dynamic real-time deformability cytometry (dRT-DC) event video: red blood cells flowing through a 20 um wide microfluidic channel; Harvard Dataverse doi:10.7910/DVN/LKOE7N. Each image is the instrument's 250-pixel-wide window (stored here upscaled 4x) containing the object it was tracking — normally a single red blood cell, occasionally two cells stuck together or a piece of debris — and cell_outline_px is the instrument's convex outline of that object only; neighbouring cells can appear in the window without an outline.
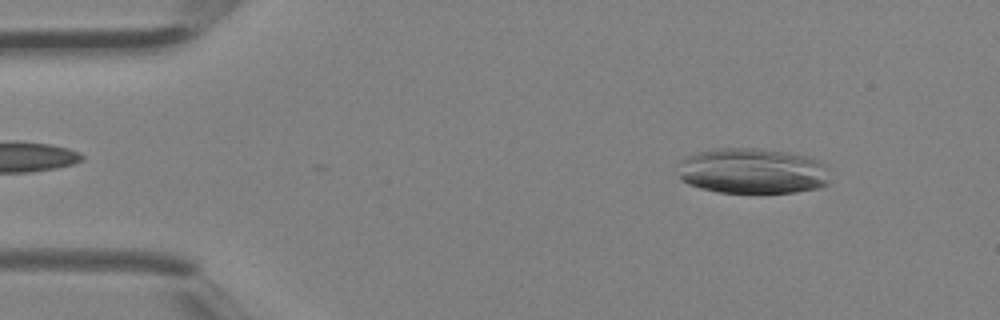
{"species": "Egyptian fruit bat (a non-hibernating species)", "species_latin": "Rousettus aegyptiacus", "temperature_condition": "room temperature", "stored_images_in_passage": 10, "camera_frame_rate_fps": 3000, "um_per_image_px": 0.085, "animal": {"sex": "female"}, "frame": {"image": 1, "passage_image": 4, "time_ms": 1.0, "image_size_px": [1000, 320], "cell_outline_px": [[828, 184], [820, 188], [796, 192], [716, 192], [700, 188], [688, 184], [680, 180], [680, 160], [684, 156], [716, 148], [752, 148], [784, 152], [804, 156], [828, 164]], "centroid_in_image_um": [63.96, 14.54], "position_along_channel_um": 21.0, "area_um2": 40.4}}